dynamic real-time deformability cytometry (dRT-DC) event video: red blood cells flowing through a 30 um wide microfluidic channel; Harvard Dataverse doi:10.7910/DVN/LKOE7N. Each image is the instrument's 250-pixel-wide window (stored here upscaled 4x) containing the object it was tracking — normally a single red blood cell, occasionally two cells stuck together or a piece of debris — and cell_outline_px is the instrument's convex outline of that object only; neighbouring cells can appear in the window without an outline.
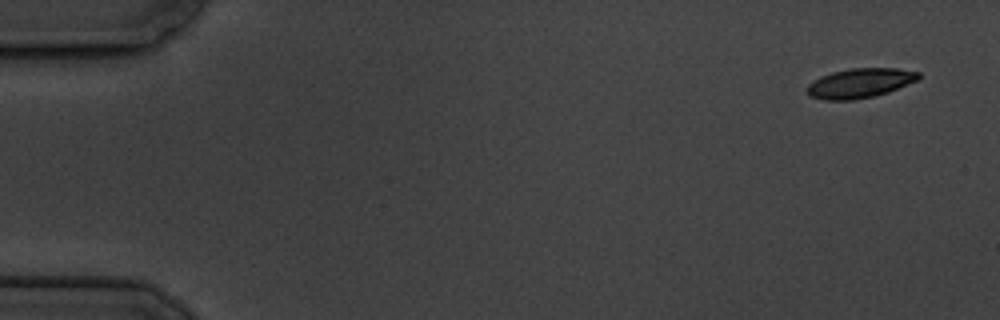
{"species": "common noctule bat (a hibernating species)", "species_latin": "Nyctalus noctula", "temperature_condition": "cold", "stored_images_in_passage": 4, "camera_frame_rate_fps": 3000, "um_per_image_px": 0.085, "animal": {"sex": "male", "body_mass_g": 19.5, "forearm_length_mm": 54.6}, "frame": {"image": 1, "passage_image": 1, "time_ms": 0.0, "image_size_px": [1000, 320], "cell_outline_px": [[920, 76], [916, 80], [888, 92], [872, 96], [852, 100], [824, 100], [812, 96], [804, 88], [812, 80], [820, 76], [832, 72], [848, 68], [896, 68], [920, 72]], "centroid_in_image_um": [73.04, 7.05], "position_along_channel_um": 12.0, "area_um2": 19.13}}
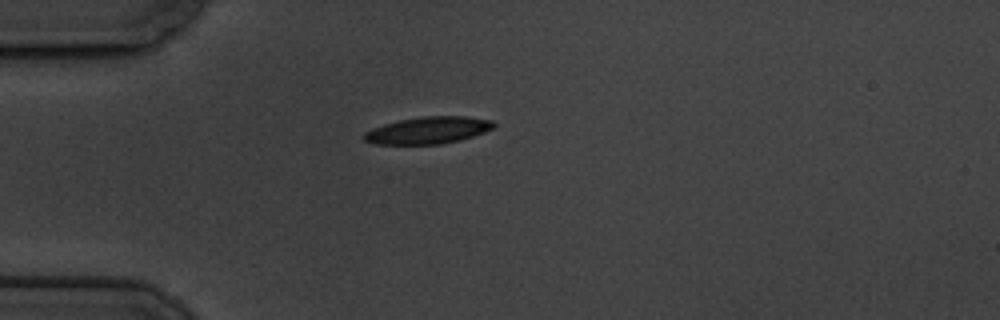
{"frame": {"image": 2, "passage_image": 4, "time_ms": 4.333, "image_size_px": [1000, 320], "cell_outline_px": [[496, 124], [492, 128], [484, 132], [460, 140], [440, 144], [376, 144], [364, 140], [360, 136], [364, 132], [372, 128], [384, 124], [400, 120], [424, 116], [468, 116], [492, 120]], "centroid_in_image_um": [36.36, 11.07], "position_along_channel_um": 48.6, "area_um2": 20.4}}